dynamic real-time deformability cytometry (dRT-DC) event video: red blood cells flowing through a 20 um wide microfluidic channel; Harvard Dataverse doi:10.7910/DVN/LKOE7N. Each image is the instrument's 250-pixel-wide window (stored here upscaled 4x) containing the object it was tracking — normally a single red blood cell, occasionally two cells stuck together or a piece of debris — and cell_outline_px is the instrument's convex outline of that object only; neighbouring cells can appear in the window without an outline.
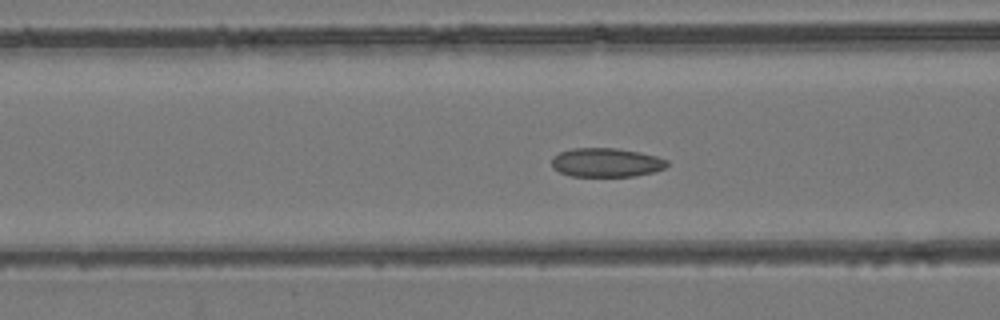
{"species": "common noctule bat (a hibernating species)", "species_latin": "Nyctalus noctula", "temperature_condition": "room temperature", "stored_images_in_passage": 55, "segment_of_instrument_passage": [1, 2], "camera_frame_rate_fps": 3000, "um_per_image_px": 0.085, "animal": {"sex": "female", "body_mass_g": 24.6, "forearm_length_mm": 56.2}, "frame": {"image": 1, "passage_image": 22, "time_ms": 7.0, "image_size_px": [1000, 320], "cell_outline_px": [[668, 164], [664, 168], [652, 172], [636, 176], [572, 176], [560, 172], [552, 168], [552, 156], [560, 152], [572, 148], [616, 148], [640, 152], [656, 156], [668, 160]], "centroid_in_image_um": [51.52, 13.81], "position_along_channel_um": 115.1, "area_um2": 19.48}}
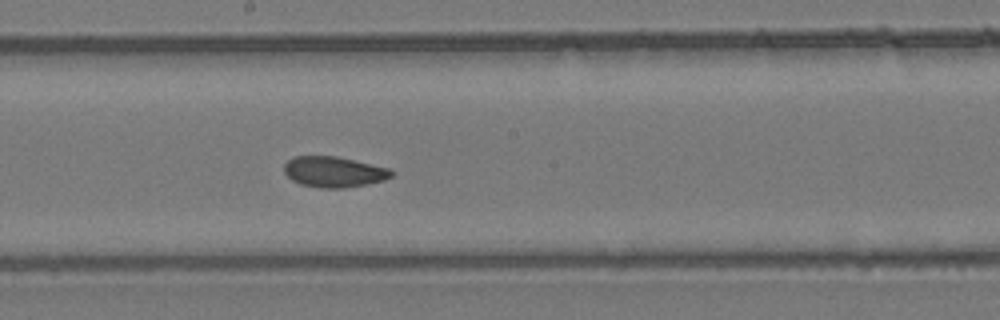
{"frame": {"image": 2, "passage_image": 30, "time_ms": 9.667, "image_size_px": [1000, 320], "cell_outline_px": [[392, 176], [384, 180], [344, 188], [320, 188], [300, 184], [292, 180], [284, 172], [284, 164], [292, 156], [336, 156], [388, 168], [392, 172]], "centroid_in_image_um": [28.32, 14.6], "position_along_channel_um": 219.9, "area_um2": 19.02}}
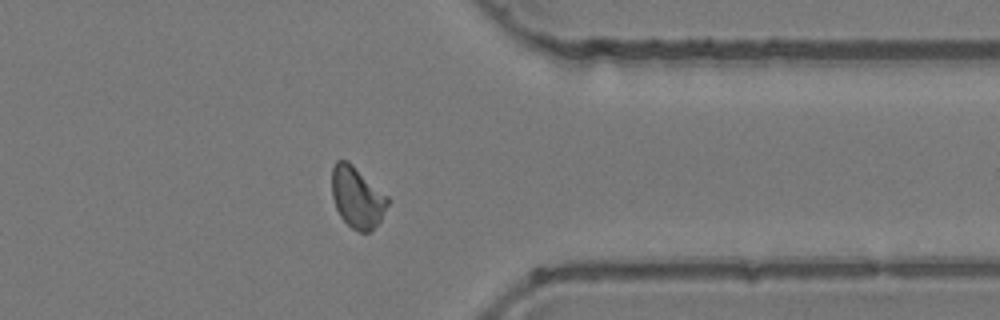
{"frame": {"image": 3, "passage_image": 43, "time_ms": 14.0, "image_size_px": [1000, 320], "cell_outline_px": [[388, 204], [380, 220], [368, 232], [360, 232], [352, 228], [340, 216], [336, 208], [332, 196], [332, 168], [336, 160], [348, 160], [388, 196]], "centroid_in_image_um": [30.34, 16.74], "position_along_channel_um": 381.1, "area_um2": 19.71}}